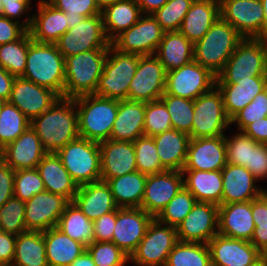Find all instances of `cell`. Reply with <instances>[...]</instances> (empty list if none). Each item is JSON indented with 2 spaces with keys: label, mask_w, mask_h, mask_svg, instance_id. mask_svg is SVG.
Listing matches in <instances>:
<instances>
[{
  "label": "cell",
  "mask_w": 267,
  "mask_h": 266,
  "mask_svg": "<svg viewBox=\"0 0 267 266\" xmlns=\"http://www.w3.org/2000/svg\"><path fill=\"white\" fill-rule=\"evenodd\" d=\"M29 45V31L14 42L0 45V67L15 77H21L26 68Z\"/></svg>",
  "instance_id": "obj_42"
},
{
  "label": "cell",
  "mask_w": 267,
  "mask_h": 266,
  "mask_svg": "<svg viewBox=\"0 0 267 266\" xmlns=\"http://www.w3.org/2000/svg\"><path fill=\"white\" fill-rule=\"evenodd\" d=\"M21 77L49 88L64 98L65 58L57 45L36 42L30 35L26 68Z\"/></svg>",
  "instance_id": "obj_2"
},
{
  "label": "cell",
  "mask_w": 267,
  "mask_h": 266,
  "mask_svg": "<svg viewBox=\"0 0 267 266\" xmlns=\"http://www.w3.org/2000/svg\"><path fill=\"white\" fill-rule=\"evenodd\" d=\"M47 154L31 125L13 142L1 149L0 158L14 171L33 169Z\"/></svg>",
  "instance_id": "obj_23"
},
{
  "label": "cell",
  "mask_w": 267,
  "mask_h": 266,
  "mask_svg": "<svg viewBox=\"0 0 267 266\" xmlns=\"http://www.w3.org/2000/svg\"><path fill=\"white\" fill-rule=\"evenodd\" d=\"M143 15L135 0H119L101 12L104 31L112 42L118 35L136 24Z\"/></svg>",
  "instance_id": "obj_36"
},
{
  "label": "cell",
  "mask_w": 267,
  "mask_h": 266,
  "mask_svg": "<svg viewBox=\"0 0 267 266\" xmlns=\"http://www.w3.org/2000/svg\"><path fill=\"white\" fill-rule=\"evenodd\" d=\"M226 164L225 135L190 139L183 170H222Z\"/></svg>",
  "instance_id": "obj_22"
},
{
  "label": "cell",
  "mask_w": 267,
  "mask_h": 266,
  "mask_svg": "<svg viewBox=\"0 0 267 266\" xmlns=\"http://www.w3.org/2000/svg\"><path fill=\"white\" fill-rule=\"evenodd\" d=\"M0 231L14 235L27 231L24 201L13 196L0 207Z\"/></svg>",
  "instance_id": "obj_48"
},
{
  "label": "cell",
  "mask_w": 267,
  "mask_h": 266,
  "mask_svg": "<svg viewBox=\"0 0 267 266\" xmlns=\"http://www.w3.org/2000/svg\"><path fill=\"white\" fill-rule=\"evenodd\" d=\"M5 102L6 101L0 99V113H1L2 107H3V105H4Z\"/></svg>",
  "instance_id": "obj_71"
},
{
  "label": "cell",
  "mask_w": 267,
  "mask_h": 266,
  "mask_svg": "<svg viewBox=\"0 0 267 266\" xmlns=\"http://www.w3.org/2000/svg\"><path fill=\"white\" fill-rule=\"evenodd\" d=\"M247 169L259 182L267 179V144L257 142L251 147L250 164Z\"/></svg>",
  "instance_id": "obj_57"
},
{
  "label": "cell",
  "mask_w": 267,
  "mask_h": 266,
  "mask_svg": "<svg viewBox=\"0 0 267 266\" xmlns=\"http://www.w3.org/2000/svg\"><path fill=\"white\" fill-rule=\"evenodd\" d=\"M147 175L135 171L107 181L118 208H140Z\"/></svg>",
  "instance_id": "obj_38"
},
{
  "label": "cell",
  "mask_w": 267,
  "mask_h": 266,
  "mask_svg": "<svg viewBox=\"0 0 267 266\" xmlns=\"http://www.w3.org/2000/svg\"><path fill=\"white\" fill-rule=\"evenodd\" d=\"M136 154V168L145 175H153L165 171L157 154L153 137L142 136L133 142Z\"/></svg>",
  "instance_id": "obj_46"
},
{
  "label": "cell",
  "mask_w": 267,
  "mask_h": 266,
  "mask_svg": "<svg viewBox=\"0 0 267 266\" xmlns=\"http://www.w3.org/2000/svg\"><path fill=\"white\" fill-rule=\"evenodd\" d=\"M27 31L21 23L0 16V45L20 39Z\"/></svg>",
  "instance_id": "obj_59"
},
{
  "label": "cell",
  "mask_w": 267,
  "mask_h": 266,
  "mask_svg": "<svg viewBox=\"0 0 267 266\" xmlns=\"http://www.w3.org/2000/svg\"><path fill=\"white\" fill-rule=\"evenodd\" d=\"M44 191H46L44 182L36 168L15 171L14 197L26 202L32 196Z\"/></svg>",
  "instance_id": "obj_52"
},
{
  "label": "cell",
  "mask_w": 267,
  "mask_h": 266,
  "mask_svg": "<svg viewBox=\"0 0 267 266\" xmlns=\"http://www.w3.org/2000/svg\"><path fill=\"white\" fill-rule=\"evenodd\" d=\"M168 0H135L143 14H153L160 9Z\"/></svg>",
  "instance_id": "obj_64"
},
{
  "label": "cell",
  "mask_w": 267,
  "mask_h": 266,
  "mask_svg": "<svg viewBox=\"0 0 267 266\" xmlns=\"http://www.w3.org/2000/svg\"><path fill=\"white\" fill-rule=\"evenodd\" d=\"M220 17L244 38L264 36V11L260 0H219Z\"/></svg>",
  "instance_id": "obj_15"
},
{
  "label": "cell",
  "mask_w": 267,
  "mask_h": 266,
  "mask_svg": "<svg viewBox=\"0 0 267 266\" xmlns=\"http://www.w3.org/2000/svg\"><path fill=\"white\" fill-rule=\"evenodd\" d=\"M73 202L91 221L118 208L108 183L102 180L79 186Z\"/></svg>",
  "instance_id": "obj_28"
},
{
  "label": "cell",
  "mask_w": 267,
  "mask_h": 266,
  "mask_svg": "<svg viewBox=\"0 0 267 266\" xmlns=\"http://www.w3.org/2000/svg\"><path fill=\"white\" fill-rule=\"evenodd\" d=\"M109 49H93L65 57L64 98L94 94Z\"/></svg>",
  "instance_id": "obj_4"
},
{
  "label": "cell",
  "mask_w": 267,
  "mask_h": 266,
  "mask_svg": "<svg viewBox=\"0 0 267 266\" xmlns=\"http://www.w3.org/2000/svg\"><path fill=\"white\" fill-rule=\"evenodd\" d=\"M220 18L219 0H194L179 31L193 44Z\"/></svg>",
  "instance_id": "obj_31"
},
{
  "label": "cell",
  "mask_w": 267,
  "mask_h": 266,
  "mask_svg": "<svg viewBox=\"0 0 267 266\" xmlns=\"http://www.w3.org/2000/svg\"><path fill=\"white\" fill-rule=\"evenodd\" d=\"M99 147L102 181L137 171L133 142L109 139L100 142Z\"/></svg>",
  "instance_id": "obj_24"
},
{
  "label": "cell",
  "mask_w": 267,
  "mask_h": 266,
  "mask_svg": "<svg viewBox=\"0 0 267 266\" xmlns=\"http://www.w3.org/2000/svg\"><path fill=\"white\" fill-rule=\"evenodd\" d=\"M194 0H168L152 16L165 32L179 31L183 19Z\"/></svg>",
  "instance_id": "obj_47"
},
{
  "label": "cell",
  "mask_w": 267,
  "mask_h": 266,
  "mask_svg": "<svg viewBox=\"0 0 267 266\" xmlns=\"http://www.w3.org/2000/svg\"><path fill=\"white\" fill-rule=\"evenodd\" d=\"M218 209L212 203L196 202L176 227L178 241L208 244L218 234Z\"/></svg>",
  "instance_id": "obj_16"
},
{
  "label": "cell",
  "mask_w": 267,
  "mask_h": 266,
  "mask_svg": "<svg viewBox=\"0 0 267 266\" xmlns=\"http://www.w3.org/2000/svg\"><path fill=\"white\" fill-rule=\"evenodd\" d=\"M165 266H211L209 246L178 241L169 253Z\"/></svg>",
  "instance_id": "obj_41"
},
{
  "label": "cell",
  "mask_w": 267,
  "mask_h": 266,
  "mask_svg": "<svg viewBox=\"0 0 267 266\" xmlns=\"http://www.w3.org/2000/svg\"><path fill=\"white\" fill-rule=\"evenodd\" d=\"M211 266H252L263 254L250 242L216 234L208 243Z\"/></svg>",
  "instance_id": "obj_17"
},
{
  "label": "cell",
  "mask_w": 267,
  "mask_h": 266,
  "mask_svg": "<svg viewBox=\"0 0 267 266\" xmlns=\"http://www.w3.org/2000/svg\"><path fill=\"white\" fill-rule=\"evenodd\" d=\"M161 165L166 170L182 171L187 158L190 137L175 129L153 136Z\"/></svg>",
  "instance_id": "obj_34"
},
{
  "label": "cell",
  "mask_w": 267,
  "mask_h": 266,
  "mask_svg": "<svg viewBox=\"0 0 267 266\" xmlns=\"http://www.w3.org/2000/svg\"><path fill=\"white\" fill-rule=\"evenodd\" d=\"M172 129L170 114L159 99L145 102L144 136L153 137Z\"/></svg>",
  "instance_id": "obj_49"
},
{
  "label": "cell",
  "mask_w": 267,
  "mask_h": 266,
  "mask_svg": "<svg viewBox=\"0 0 267 266\" xmlns=\"http://www.w3.org/2000/svg\"><path fill=\"white\" fill-rule=\"evenodd\" d=\"M37 12L32 14L28 30L32 40L39 43H56L67 32V15L53 6L48 0H39Z\"/></svg>",
  "instance_id": "obj_26"
},
{
  "label": "cell",
  "mask_w": 267,
  "mask_h": 266,
  "mask_svg": "<svg viewBox=\"0 0 267 266\" xmlns=\"http://www.w3.org/2000/svg\"><path fill=\"white\" fill-rule=\"evenodd\" d=\"M255 229L252 201L222 204L218 209V233L250 241Z\"/></svg>",
  "instance_id": "obj_27"
},
{
  "label": "cell",
  "mask_w": 267,
  "mask_h": 266,
  "mask_svg": "<svg viewBox=\"0 0 267 266\" xmlns=\"http://www.w3.org/2000/svg\"><path fill=\"white\" fill-rule=\"evenodd\" d=\"M30 125L47 153H57L67 143L80 137L78 112L74 99L70 98L60 97Z\"/></svg>",
  "instance_id": "obj_1"
},
{
  "label": "cell",
  "mask_w": 267,
  "mask_h": 266,
  "mask_svg": "<svg viewBox=\"0 0 267 266\" xmlns=\"http://www.w3.org/2000/svg\"><path fill=\"white\" fill-rule=\"evenodd\" d=\"M59 98L60 96L49 88L22 77H16L9 102L32 121L48 110Z\"/></svg>",
  "instance_id": "obj_21"
},
{
  "label": "cell",
  "mask_w": 267,
  "mask_h": 266,
  "mask_svg": "<svg viewBox=\"0 0 267 266\" xmlns=\"http://www.w3.org/2000/svg\"><path fill=\"white\" fill-rule=\"evenodd\" d=\"M160 100L165 104L171 119L172 129L191 133L194 116V100L164 93Z\"/></svg>",
  "instance_id": "obj_44"
},
{
  "label": "cell",
  "mask_w": 267,
  "mask_h": 266,
  "mask_svg": "<svg viewBox=\"0 0 267 266\" xmlns=\"http://www.w3.org/2000/svg\"><path fill=\"white\" fill-rule=\"evenodd\" d=\"M145 102L120 100L111 140L134 142L144 136Z\"/></svg>",
  "instance_id": "obj_29"
},
{
  "label": "cell",
  "mask_w": 267,
  "mask_h": 266,
  "mask_svg": "<svg viewBox=\"0 0 267 266\" xmlns=\"http://www.w3.org/2000/svg\"><path fill=\"white\" fill-rule=\"evenodd\" d=\"M267 117V88L239 111L232 119L239 131H243L249 124Z\"/></svg>",
  "instance_id": "obj_55"
},
{
  "label": "cell",
  "mask_w": 267,
  "mask_h": 266,
  "mask_svg": "<svg viewBox=\"0 0 267 266\" xmlns=\"http://www.w3.org/2000/svg\"><path fill=\"white\" fill-rule=\"evenodd\" d=\"M53 6L67 15L68 28L83 21L86 17L101 15L95 0H48Z\"/></svg>",
  "instance_id": "obj_50"
},
{
  "label": "cell",
  "mask_w": 267,
  "mask_h": 266,
  "mask_svg": "<svg viewBox=\"0 0 267 266\" xmlns=\"http://www.w3.org/2000/svg\"><path fill=\"white\" fill-rule=\"evenodd\" d=\"M0 16H3V4H2V0H0Z\"/></svg>",
  "instance_id": "obj_70"
},
{
  "label": "cell",
  "mask_w": 267,
  "mask_h": 266,
  "mask_svg": "<svg viewBox=\"0 0 267 266\" xmlns=\"http://www.w3.org/2000/svg\"><path fill=\"white\" fill-rule=\"evenodd\" d=\"M36 169L44 182L46 191L61 195L69 202L73 201L78 191V185L64 168L56 153H47Z\"/></svg>",
  "instance_id": "obj_32"
},
{
  "label": "cell",
  "mask_w": 267,
  "mask_h": 266,
  "mask_svg": "<svg viewBox=\"0 0 267 266\" xmlns=\"http://www.w3.org/2000/svg\"><path fill=\"white\" fill-rule=\"evenodd\" d=\"M31 1L32 0H2L3 16L21 23L27 30H29L32 22V13H28L31 11ZM25 12L28 14L27 18L20 22L19 20Z\"/></svg>",
  "instance_id": "obj_56"
},
{
  "label": "cell",
  "mask_w": 267,
  "mask_h": 266,
  "mask_svg": "<svg viewBox=\"0 0 267 266\" xmlns=\"http://www.w3.org/2000/svg\"><path fill=\"white\" fill-rule=\"evenodd\" d=\"M69 201L48 191L38 193L25 202V226L30 231H46L57 227Z\"/></svg>",
  "instance_id": "obj_20"
},
{
  "label": "cell",
  "mask_w": 267,
  "mask_h": 266,
  "mask_svg": "<svg viewBox=\"0 0 267 266\" xmlns=\"http://www.w3.org/2000/svg\"><path fill=\"white\" fill-rule=\"evenodd\" d=\"M164 33L152 14H143L136 24L118 35L111 45L123 53L153 55Z\"/></svg>",
  "instance_id": "obj_13"
},
{
  "label": "cell",
  "mask_w": 267,
  "mask_h": 266,
  "mask_svg": "<svg viewBox=\"0 0 267 266\" xmlns=\"http://www.w3.org/2000/svg\"><path fill=\"white\" fill-rule=\"evenodd\" d=\"M94 223V241L112 242L113 231L116 223V210L103 214Z\"/></svg>",
  "instance_id": "obj_58"
},
{
  "label": "cell",
  "mask_w": 267,
  "mask_h": 266,
  "mask_svg": "<svg viewBox=\"0 0 267 266\" xmlns=\"http://www.w3.org/2000/svg\"><path fill=\"white\" fill-rule=\"evenodd\" d=\"M193 194L183 187L155 217L159 222L177 227L196 204Z\"/></svg>",
  "instance_id": "obj_45"
},
{
  "label": "cell",
  "mask_w": 267,
  "mask_h": 266,
  "mask_svg": "<svg viewBox=\"0 0 267 266\" xmlns=\"http://www.w3.org/2000/svg\"><path fill=\"white\" fill-rule=\"evenodd\" d=\"M166 70L153 55L140 56L134 77L129 85L127 100L150 102L165 93Z\"/></svg>",
  "instance_id": "obj_14"
},
{
  "label": "cell",
  "mask_w": 267,
  "mask_h": 266,
  "mask_svg": "<svg viewBox=\"0 0 267 266\" xmlns=\"http://www.w3.org/2000/svg\"><path fill=\"white\" fill-rule=\"evenodd\" d=\"M96 266H125L129 256L113 242L93 241L86 247Z\"/></svg>",
  "instance_id": "obj_53"
},
{
  "label": "cell",
  "mask_w": 267,
  "mask_h": 266,
  "mask_svg": "<svg viewBox=\"0 0 267 266\" xmlns=\"http://www.w3.org/2000/svg\"><path fill=\"white\" fill-rule=\"evenodd\" d=\"M11 266H48L42 231L27 230L16 235Z\"/></svg>",
  "instance_id": "obj_39"
},
{
  "label": "cell",
  "mask_w": 267,
  "mask_h": 266,
  "mask_svg": "<svg viewBox=\"0 0 267 266\" xmlns=\"http://www.w3.org/2000/svg\"><path fill=\"white\" fill-rule=\"evenodd\" d=\"M217 76L196 61L166 73L165 93L195 100L216 86Z\"/></svg>",
  "instance_id": "obj_11"
},
{
  "label": "cell",
  "mask_w": 267,
  "mask_h": 266,
  "mask_svg": "<svg viewBox=\"0 0 267 266\" xmlns=\"http://www.w3.org/2000/svg\"><path fill=\"white\" fill-rule=\"evenodd\" d=\"M244 37L221 17L194 43V61L218 75Z\"/></svg>",
  "instance_id": "obj_3"
},
{
  "label": "cell",
  "mask_w": 267,
  "mask_h": 266,
  "mask_svg": "<svg viewBox=\"0 0 267 266\" xmlns=\"http://www.w3.org/2000/svg\"><path fill=\"white\" fill-rule=\"evenodd\" d=\"M74 101L80 137L97 143L109 140L118 112V100L91 94L76 97Z\"/></svg>",
  "instance_id": "obj_5"
},
{
  "label": "cell",
  "mask_w": 267,
  "mask_h": 266,
  "mask_svg": "<svg viewBox=\"0 0 267 266\" xmlns=\"http://www.w3.org/2000/svg\"><path fill=\"white\" fill-rule=\"evenodd\" d=\"M264 11V35L267 34V0H260Z\"/></svg>",
  "instance_id": "obj_67"
},
{
  "label": "cell",
  "mask_w": 267,
  "mask_h": 266,
  "mask_svg": "<svg viewBox=\"0 0 267 266\" xmlns=\"http://www.w3.org/2000/svg\"><path fill=\"white\" fill-rule=\"evenodd\" d=\"M99 10L102 12L105 8L112 5L114 2L119 0H95Z\"/></svg>",
  "instance_id": "obj_66"
},
{
  "label": "cell",
  "mask_w": 267,
  "mask_h": 266,
  "mask_svg": "<svg viewBox=\"0 0 267 266\" xmlns=\"http://www.w3.org/2000/svg\"><path fill=\"white\" fill-rule=\"evenodd\" d=\"M254 76H267L265 48L260 39L244 38L217 75L216 84H236Z\"/></svg>",
  "instance_id": "obj_8"
},
{
  "label": "cell",
  "mask_w": 267,
  "mask_h": 266,
  "mask_svg": "<svg viewBox=\"0 0 267 266\" xmlns=\"http://www.w3.org/2000/svg\"><path fill=\"white\" fill-rule=\"evenodd\" d=\"M15 171L0 158V207L14 196Z\"/></svg>",
  "instance_id": "obj_60"
},
{
  "label": "cell",
  "mask_w": 267,
  "mask_h": 266,
  "mask_svg": "<svg viewBox=\"0 0 267 266\" xmlns=\"http://www.w3.org/2000/svg\"><path fill=\"white\" fill-rule=\"evenodd\" d=\"M262 43H263V46L265 48V54H266V64H267V36H263L261 38H259Z\"/></svg>",
  "instance_id": "obj_69"
},
{
  "label": "cell",
  "mask_w": 267,
  "mask_h": 266,
  "mask_svg": "<svg viewBox=\"0 0 267 266\" xmlns=\"http://www.w3.org/2000/svg\"><path fill=\"white\" fill-rule=\"evenodd\" d=\"M252 266H267V258L263 256L255 265Z\"/></svg>",
  "instance_id": "obj_68"
},
{
  "label": "cell",
  "mask_w": 267,
  "mask_h": 266,
  "mask_svg": "<svg viewBox=\"0 0 267 266\" xmlns=\"http://www.w3.org/2000/svg\"><path fill=\"white\" fill-rule=\"evenodd\" d=\"M182 171L165 170L147 175L141 209L154 218L184 187Z\"/></svg>",
  "instance_id": "obj_19"
},
{
  "label": "cell",
  "mask_w": 267,
  "mask_h": 266,
  "mask_svg": "<svg viewBox=\"0 0 267 266\" xmlns=\"http://www.w3.org/2000/svg\"><path fill=\"white\" fill-rule=\"evenodd\" d=\"M56 154L78 187L101 180L99 143L78 137Z\"/></svg>",
  "instance_id": "obj_6"
},
{
  "label": "cell",
  "mask_w": 267,
  "mask_h": 266,
  "mask_svg": "<svg viewBox=\"0 0 267 266\" xmlns=\"http://www.w3.org/2000/svg\"><path fill=\"white\" fill-rule=\"evenodd\" d=\"M57 228L85 247L94 241V223L73 202H69L60 216Z\"/></svg>",
  "instance_id": "obj_40"
},
{
  "label": "cell",
  "mask_w": 267,
  "mask_h": 266,
  "mask_svg": "<svg viewBox=\"0 0 267 266\" xmlns=\"http://www.w3.org/2000/svg\"><path fill=\"white\" fill-rule=\"evenodd\" d=\"M255 229L250 242L264 255L267 252V190L252 200Z\"/></svg>",
  "instance_id": "obj_54"
},
{
  "label": "cell",
  "mask_w": 267,
  "mask_h": 266,
  "mask_svg": "<svg viewBox=\"0 0 267 266\" xmlns=\"http://www.w3.org/2000/svg\"><path fill=\"white\" fill-rule=\"evenodd\" d=\"M237 132L229 138L225 135L227 163L247 168L250 164L251 147L257 142L243 131Z\"/></svg>",
  "instance_id": "obj_51"
},
{
  "label": "cell",
  "mask_w": 267,
  "mask_h": 266,
  "mask_svg": "<svg viewBox=\"0 0 267 266\" xmlns=\"http://www.w3.org/2000/svg\"><path fill=\"white\" fill-rule=\"evenodd\" d=\"M62 56L68 57L93 49H109L101 15L86 17L68 29L55 43Z\"/></svg>",
  "instance_id": "obj_12"
},
{
  "label": "cell",
  "mask_w": 267,
  "mask_h": 266,
  "mask_svg": "<svg viewBox=\"0 0 267 266\" xmlns=\"http://www.w3.org/2000/svg\"><path fill=\"white\" fill-rule=\"evenodd\" d=\"M177 242L176 227L153 218L145 236L129 257V262L135 266H165L168 255Z\"/></svg>",
  "instance_id": "obj_9"
},
{
  "label": "cell",
  "mask_w": 267,
  "mask_h": 266,
  "mask_svg": "<svg viewBox=\"0 0 267 266\" xmlns=\"http://www.w3.org/2000/svg\"><path fill=\"white\" fill-rule=\"evenodd\" d=\"M184 187L189 190L197 202L222 205L223 178L221 170H182ZM187 175V176H185Z\"/></svg>",
  "instance_id": "obj_33"
},
{
  "label": "cell",
  "mask_w": 267,
  "mask_h": 266,
  "mask_svg": "<svg viewBox=\"0 0 267 266\" xmlns=\"http://www.w3.org/2000/svg\"><path fill=\"white\" fill-rule=\"evenodd\" d=\"M16 235L0 231V266H11L14 260Z\"/></svg>",
  "instance_id": "obj_61"
},
{
  "label": "cell",
  "mask_w": 267,
  "mask_h": 266,
  "mask_svg": "<svg viewBox=\"0 0 267 266\" xmlns=\"http://www.w3.org/2000/svg\"><path fill=\"white\" fill-rule=\"evenodd\" d=\"M31 121L13 104L6 101L0 113V150L16 140Z\"/></svg>",
  "instance_id": "obj_43"
},
{
  "label": "cell",
  "mask_w": 267,
  "mask_h": 266,
  "mask_svg": "<svg viewBox=\"0 0 267 266\" xmlns=\"http://www.w3.org/2000/svg\"><path fill=\"white\" fill-rule=\"evenodd\" d=\"M15 78V76L0 67V99L9 101Z\"/></svg>",
  "instance_id": "obj_63"
},
{
  "label": "cell",
  "mask_w": 267,
  "mask_h": 266,
  "mask_svg": "<svg viewBox=\"0 0 267 266\" xmlns=\"http://www.w3.org/2000/svg\"><path fill=\"white\" fill-rule=\"evenodd\" d=\"M48 266H69L86 247L57 227L43 231Z\"/></svg>",
  "instance_id": "obj_37"
},
{
  "label": "cell",
  "mask_w": 267,
  "mask_h": 266,
  "mask_svg": "<svg viewBox=\"0 0 267 266\" xmlns=\"http://www.w3.org/2000/svg\"><path fill=\"white\" fill-rule=\"evenodd\" d=\"M222 94L224 110L231 120L247 106L256 95L267 88V76H254L239 79L236 84H216Z\"/></svg>",
  "instance_id": "obj_30"
},
{
  "label": "cell",
  "mask_w": 267,
  "mask_h": 266,
  "mask_svg": "<svg viewBox=\"0 0 267 266\" xmlns=\"http://www.w3.org/2000/svg\"><path fill=\"white\" fill-rule=\"evenodd\" d=\"M221 174L222 204L252 201L264 193L263 187L255 185L258 180L243 166L227 163Z\"/></svg>",
  "instance_id": "obj_25"
},
{
  "label": "cell",
  "mask_w": 267,
  "mask_h": 266,
  "mask_svg": "<svg viewBox=\"0 0 267 266\" xmlns=\"http://www.w3.org/2000/svg\"><path fill=\"white\" fill-rule=\"evenodd\" d=\"M231 120L224 110L223 97L215 86L194 100V116L189 137L206 138L224 136Z\"/></svg>",
  "instance_id": "obj_10"
},
{
  "label": "cell",
  "mask_w": 267,
  "mask_h": 266,
  "mask_svg": "<svg viewBox=\"0 0 267 266\" xmlns=\"http://www.w3.org/2000/svg\"><path fill=\"white\" fill-rule=\"evenodd\" d=\"M153 218L141 208H117L112 242L130 257Z\"/></svg>",
  "instance_id": "obj_18"
},
{
  "label": "cell",
  "mask_w": 267,
  "mask_h": 266,
  "mask_svg": "<svg viewBox=\"0 0 267 266\" xmlns=\"http://www.w3.org/2000/svg\"><path fill=\"white\" fill-rule=\"evenodd\" d=\"M243 132L254 141L267 144V117L249 124Z\"/></svg>",
  "instance_id": "obj_62"
},
{
  "label": "cell",
  "mask_w": 267,
  "mask_h": 266,
  "mask_svg": "<svg viewBox=\"0 0 267 266\" xmlns=\"http://www.w3.org/2000/svg\"><path fill=\"white\" fill-rule=\"evenodd\" d=\"M193 48L194 44L180 31L165 32L154 55L168 72L192 62Z\"/></svg>",
  "instance_id": "obj_35"
},
{
  "label": "cell",
  "mask_w": 267,
  "mask_h": 266,
  "mask_svg": "<svg viewBox=\"0 0 267 266\" xmlns=\"http://www.w3.org/2000/svg\"><path fill=\"white\" fill-rule=\"evenodd\" d=\"M69 266H96L90 253L85 249Z\"/></svg>",
  "instance_id": "obj_65"
},
{
  "label": "cell",
  "mask_w": 267,
  "mask_h": 266,
  "mask_svg": "<svg viewBox=\"0 0 267 266\" xmlns=\"http://www.w3.org/2000/svg\"><path fill=\"white\" fill-rule=\"evenodd\" d=\"M140 56L120 52L110 45L104 71L94 94L118 101L126 100Z\"/></svg>",
  "instance_id": "obj_7"
}]
</instances>
